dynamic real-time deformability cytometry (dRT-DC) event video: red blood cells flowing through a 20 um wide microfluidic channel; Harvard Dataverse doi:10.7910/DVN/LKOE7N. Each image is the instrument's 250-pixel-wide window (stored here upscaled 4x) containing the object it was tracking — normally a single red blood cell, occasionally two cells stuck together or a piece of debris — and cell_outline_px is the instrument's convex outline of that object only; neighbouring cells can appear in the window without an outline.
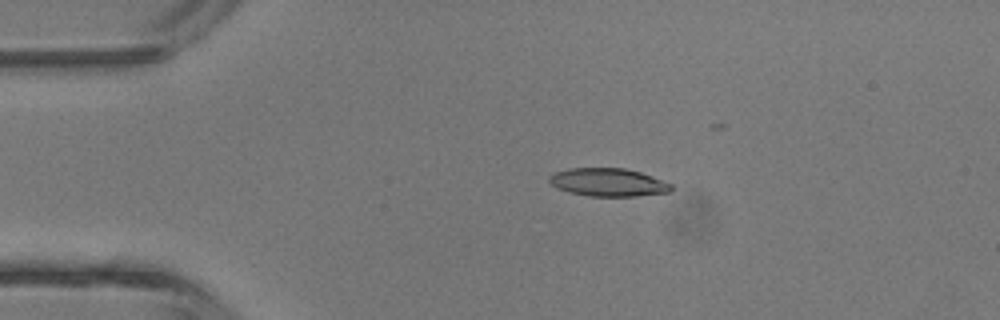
{"species": "common noctule bat (a hibernating species)", "species_latin": "Nyctalus noctula", "temperature_condition": "room temperature", "stored_images_in_passage": 3, "camera_frame_rate_fps": 3000, "um_per_image_px": 0.085, "animal": {"sex": "male", "body_mass_g": 13.3}, "frame": {"image": 1, "passage_image": 2, "time_ms": 1.0, "image_size_px": [1000, 320], "cell_outline_px": [[672, 192], [636, 196], [588, 196], [568, 192], [556, 188], [548, 180], [548, 176], [552, 172], [568, 168], [624, 168], [640, 172], [652, 176], [672, 184]], "centroid_in_image_um": [51.66, 15.49], "position_along_channel_um": 33.3, "area_um2": 20.17}}